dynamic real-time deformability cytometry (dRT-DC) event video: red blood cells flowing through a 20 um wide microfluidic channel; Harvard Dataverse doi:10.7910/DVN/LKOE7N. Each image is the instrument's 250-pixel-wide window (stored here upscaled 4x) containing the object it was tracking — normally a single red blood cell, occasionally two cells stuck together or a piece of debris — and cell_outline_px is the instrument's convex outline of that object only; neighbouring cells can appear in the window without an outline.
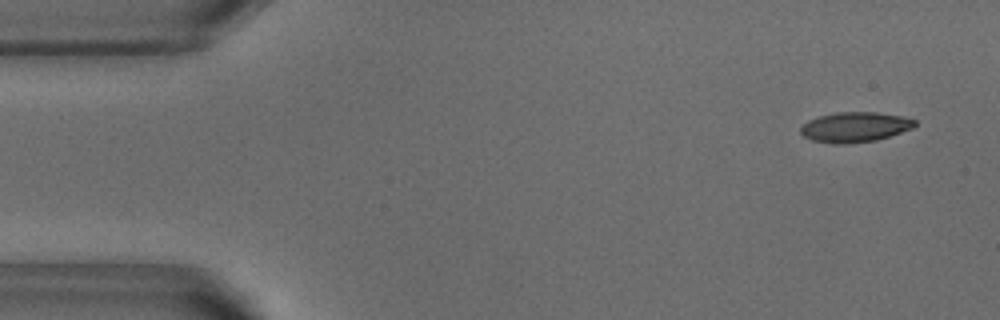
{"species": "common noctule bat (a hibernating species)", "species_latin": "Nyctalus noctula", "temperature_condition": "warm", "stored_images_in_passage": 52, "camera_frame_rate_fps": 3000, "um_per_image_px": 0.085, "animal": {"sex": "male", "body_mass_g": 18.8}, "frame": {"image": 1, "passage_image": 3, "time_ms": 0.667, "image_size_px": [1000, 320], "cell_outline_px": [[916, 124], [912, 128], [876, 140], [844, 144], [832, 144], [812, 140], [804, 136], [800, 132], [800, 128], [808, 120], [820, 116], [836, 112], [876, 112], [900, 116], [916, 120]], "centroid_in_image_um": [72.63, 10.8], "position_along_channel_um": 12.4, "area_um2": 19.83}}
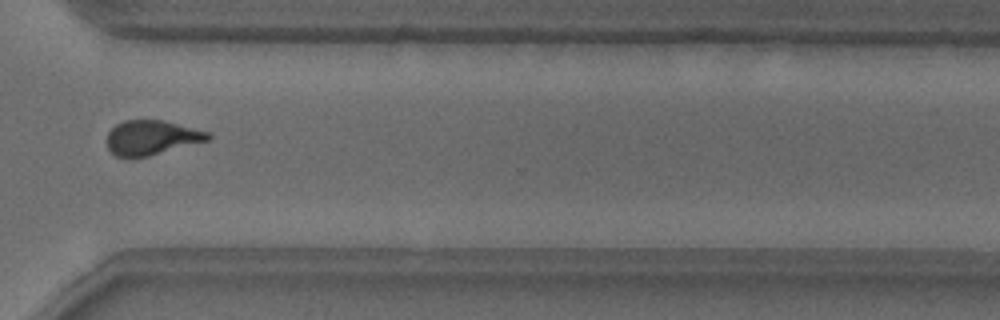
{"frame": {"image": 2, "passage_image": 38, "time_ms": 12.333, "image_size_px": [1000, 320], "cell_outline_px": [[212, 136], [208, 140], [148, 156], [132, 160], [128, 160], [116, 156], [108, 148], [108, 132], [116, 124], [124, 120], [164, 120], [208, 132]], "centroid_in_image_um": [12.84, 11.72], "position_along_channel_um": 357.8, "area_um2": 20.46}}
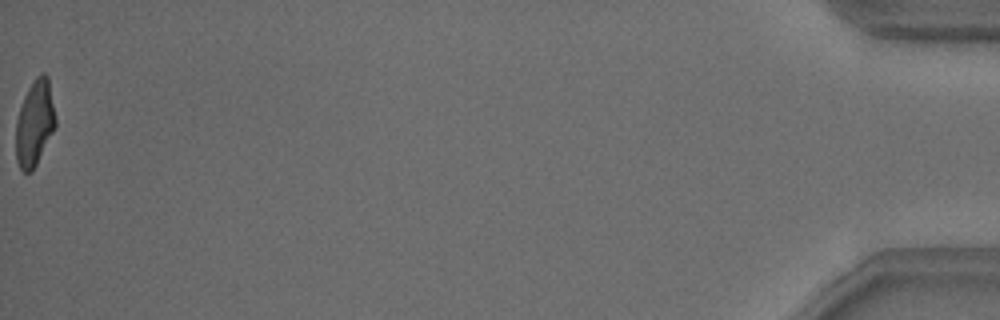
{"frame": {"image": 3, "passage_image": 52, "time_ms": 17.0, "image_size_px": [1000, 320], "cell_outline_px": [[56, 124], [32, 172], [24, 172], [20, 168], [16, 160], [16, 120], [24, 96], [28, 88], [36, 76], [44, 72], [48, 76], [56, 116]], "centroid_in_image_um": [2.94, 10.44], "position_along_channel_um": 432.3, "area_um2": 19.65}, "authors_computed_cell_mechanics": {"area_um2": 20.8947, "velocity_mm_per_s": 3.8525, "shape_relaxation_time_tau1_ms": 3.3835, "shape_relaxation_time_tau2_ms": 0.6861, "deformation_change_tau1": 0.1826, "deformation_change_tau2": 0.0932}}